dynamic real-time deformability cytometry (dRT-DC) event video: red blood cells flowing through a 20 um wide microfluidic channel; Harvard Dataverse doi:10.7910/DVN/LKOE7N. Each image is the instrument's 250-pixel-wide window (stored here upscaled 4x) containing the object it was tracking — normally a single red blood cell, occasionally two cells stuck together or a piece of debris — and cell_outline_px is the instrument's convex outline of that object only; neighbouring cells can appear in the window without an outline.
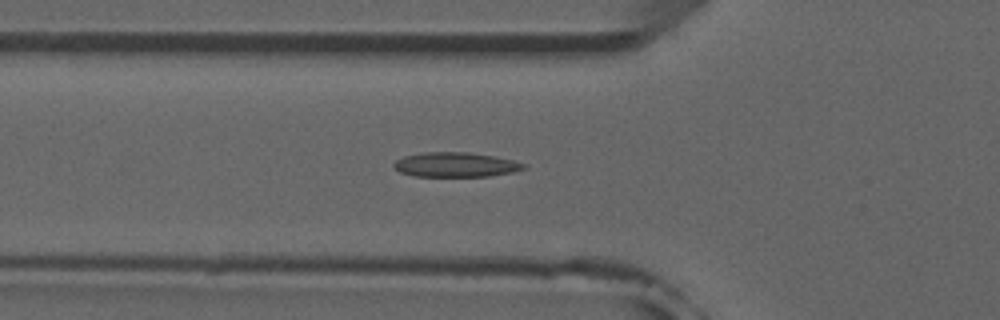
{"species": "common noctule bat (a hibernating species)", "species_latin": "Nyctalus noctula", "temperature_condition": "room temperature", "stored_images_in_passage": 52, "camera_frame_rate_fps": 3000, "um_per_image_px": 0.085, "animal": {"sex": "male", "forearm_length_mm": 52.5}, "frame": {"image": 1, "passage_image": 18, "time_ms": 5.667, "image_size_px": [1000, 320], "cell_outline_px": [[528, 168], [512, 172], [488, 176], [412, 176], [400, 172], [392, 164], [396, 160], [404, 156], [424, 152], [468, 152], [492, 156], [512, 160], [528, 164]], "centroid_in_image_um": [38.74, 14.0], "position_along_channel_um": 87.1, "area_um2": 18.61}}
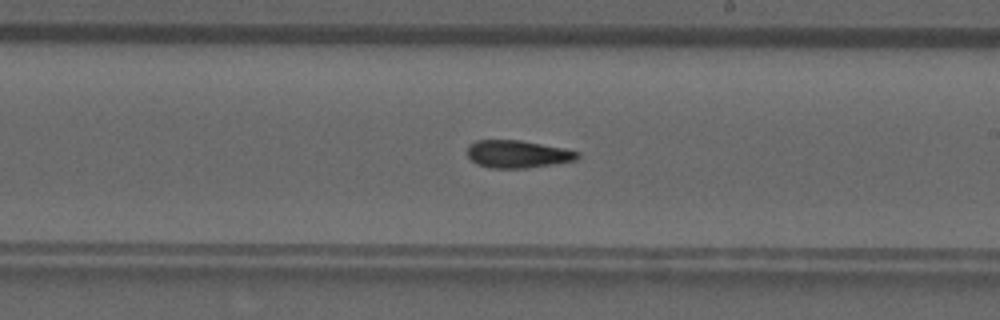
{"frame": {"image": 2, "passage_image": 30, "time_ms": 9.667, "image_size_px": [1000, 320], "cell_outline_px": [[580, 156], [576, 160], [556, 164], [528, 168], [488, 168], [476, 164], [468, 156], [468, 144], [476, 140], [520, 140], [564, 148], [580, 152]], "centroid_in_image_um": [44.01, 13.1], "position_along_channel_um": 245.0, "area_um2": 17.92}}
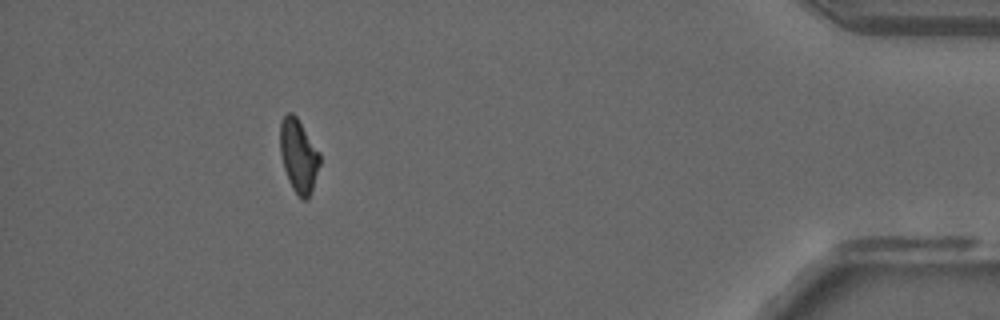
{"frame": {"image": 3, "passage_image": 47, "time_ms": 15.333, "image_size_px": [1000, 320], "cell_outline_px": [[320, 164], [308, 200], [300, 200], [292, 188], [288, 180], [284, 168], [280, 152], [280, 124], [284, 116], [288, 112], [292, 112], [296, 116], [320, 152]], "centroid_in_image_um": [25.38, 13.26], "position_along_channel_um": 409.8, "area_um2": 16.99}}